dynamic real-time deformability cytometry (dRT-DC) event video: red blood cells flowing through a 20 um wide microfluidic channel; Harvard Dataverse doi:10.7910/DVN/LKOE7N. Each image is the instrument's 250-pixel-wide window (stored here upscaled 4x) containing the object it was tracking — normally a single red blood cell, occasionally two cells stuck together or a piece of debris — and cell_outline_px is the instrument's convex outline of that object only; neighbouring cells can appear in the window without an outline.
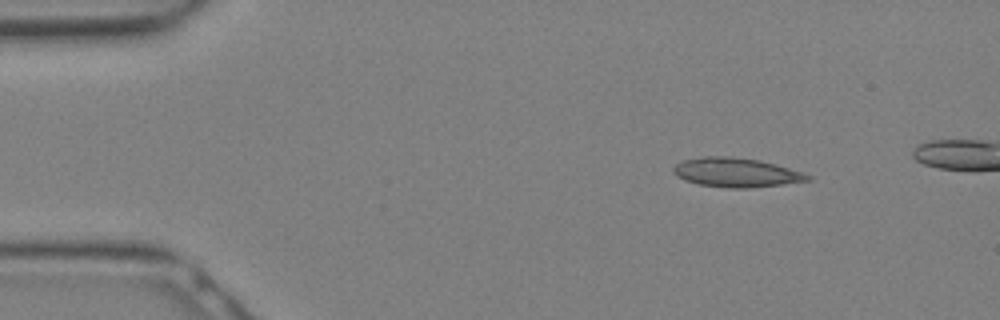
{"species": "Egyptian fruit bat (a non-hibernating species)", "species_latin": "Rousettus aegyptiacus", "temperature_condition": "warm", "stored_images_in_passage": 6, "camera_frame_rate_fps": 3000, "um_per_image_px": 0.085, "animal": {"sex": "female"}, "frame": {"image": 1, "passage_image": 1, "time_ms": 0.0, "image_size_px": [1000, 320], "cell_outline_px": [[812, 180], [748, 188], [728, 188], [700, 184], [684, 180], [676, 176], [672, 172], [672, 168], [676, 164], [684, 160], [704, 156], [732, 156], [760, 160], [776, 164], [804, 172], [812, 176]], "centroid_in_image_um": [62.58, 14.65], "position_along_channel_um": 22.4, "area_um2": 22.95}}